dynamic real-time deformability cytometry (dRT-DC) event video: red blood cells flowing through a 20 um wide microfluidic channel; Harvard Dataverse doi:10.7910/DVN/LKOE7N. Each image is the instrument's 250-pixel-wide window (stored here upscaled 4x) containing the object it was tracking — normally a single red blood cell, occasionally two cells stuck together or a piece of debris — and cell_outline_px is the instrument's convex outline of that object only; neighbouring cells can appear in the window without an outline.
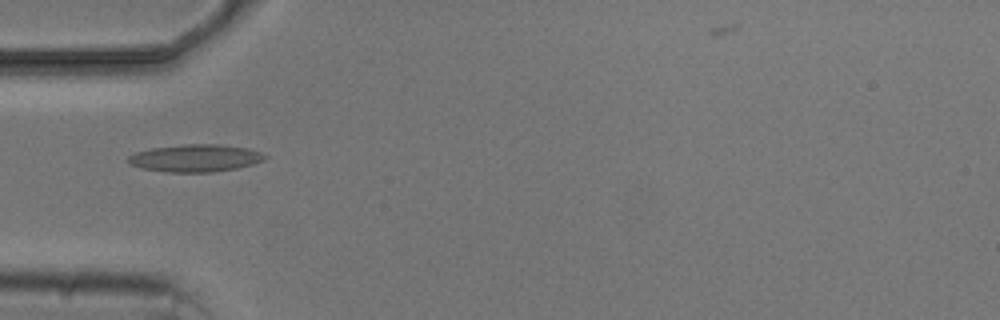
{"species": "common noctule bat (a hibernating species)", "species_latin": "Nyctalus noctula", "temperature_condition": "cold", "stored_images_in_passage": 1, "camera_frame_rate_fps": 3000, "um_per_image_px": 0.085, "animal": {"sex": "male", "body_mass_g": 20.5, "forearm_length_mm": 52.5}, "frame": {"image": 1, "passage_image": 1, "time_ms": 0.0, "image_size_px": [1000, 320], "cell_outline_px": [[268, 156], [264, 160], [252, 164], [236, 168], [212, 172], [168, 172], [140, 168], [128, 164], [128, 156], [136, 152], [152, 148], [184, 144], [216, 144], [248, 148], [260, 152]], "centroid_in_image_um": [16.59, 13.44], "position_along_channel_um": 68.4, "area_um2": 21.79}}